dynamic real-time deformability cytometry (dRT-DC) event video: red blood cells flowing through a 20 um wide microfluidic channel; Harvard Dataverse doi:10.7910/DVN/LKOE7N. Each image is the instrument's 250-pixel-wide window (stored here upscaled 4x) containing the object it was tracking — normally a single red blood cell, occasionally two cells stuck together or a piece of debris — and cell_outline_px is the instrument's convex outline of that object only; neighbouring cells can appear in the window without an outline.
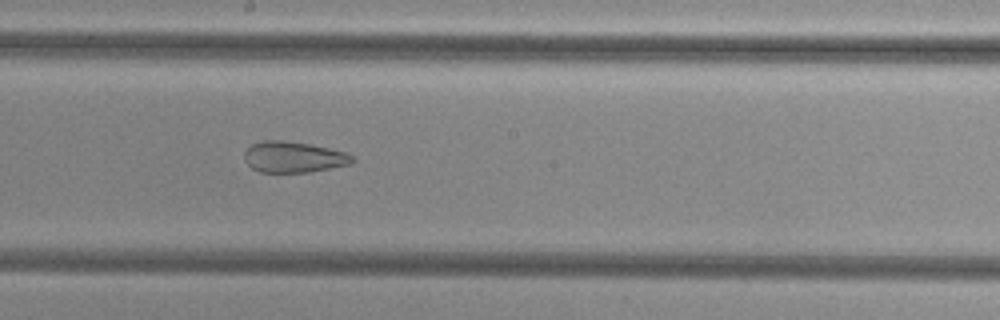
{"species": "common noctule bat (a hibernating species)", "species_latin": "Nyctalus noctula", "temperature_condition": "cold", "stored_images_in_passage": 54, "camera_frame_rate_fps": 3000, "um_per_image_px": 0.085, "animal": {"sex": "female", "body_mass_g": 29.2, "forearm_length_mm": 56.3}, "frame": {"image": 1, "passage_image": 30, "time_ms": 9.667, "image_size_px": [1000, 320], "cell_outline_px": [[356, 160], [352, 164], [308, 172], [260, 172], [252, 168], [244, 160], [244, 152], [252, 144], [264, 140], [284, 140], [308, 144], [348, 152]], "centroid_in_image_um": [24.97, 13.35], "position_along_channel_um": 223.2, "area_um2": 19.54}}
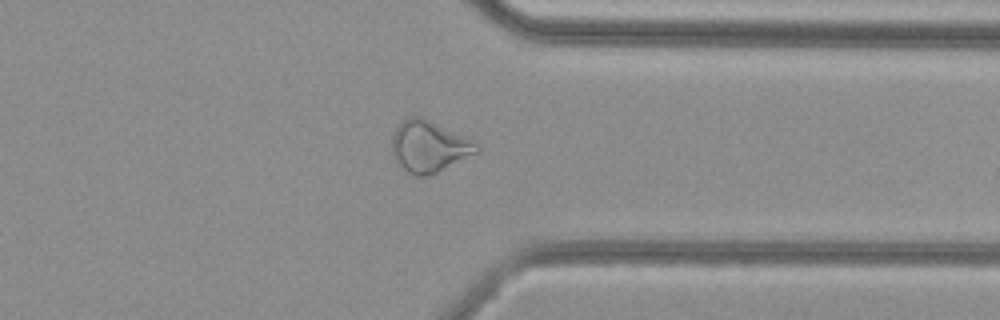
{"frame": {"image": 2, "passage_image": 42, "time_ms": 13.667, "image_size_px": [1000, 320], "cell_outline_px": [[480, 152], [436, 172], [424, 176], [416, 176], [408, 172], [396, 164], [392, 152], [392, 136], [396, 128], [408, 116], [420, 116], [480, 144]], "centroid_in_image_um": [36.46, 12.46], "position_along_channel_um": 374.9, "area_um2": 25.14}}
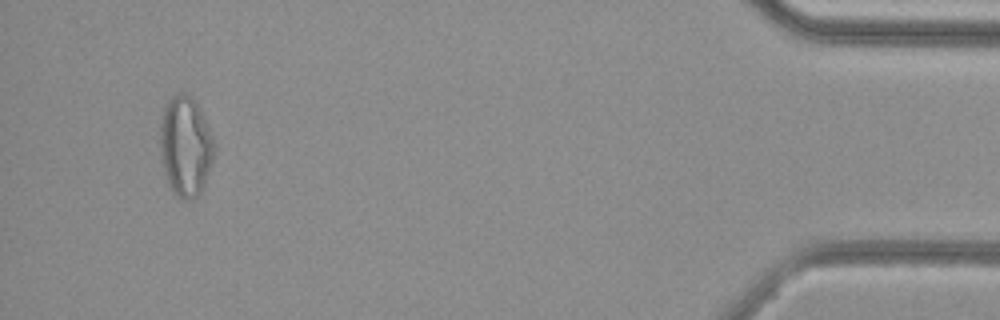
{"frame": {"image": 3, "passage_image": 51, "time_ms": 16.667, "image_size_px": [1000, 320], "cell_outline_px": [[216, 148], [204, 188], [192, 200], [184, 200], [176, 196], [172, 192], [164, 176], [160, 156], [160, 124], [164, 108], [168, 100], [176, 92], [184, 92], [196, 100], [200, 108]], "centroid_in_image_um": [15.75, 12.45], "position_along_channel_um": 419.4, "area_um2": 32.08}, "authors_computed_cell_mechanics": {"area_um2": 28.6688, "velocity_mm_per_s": 3.8481, "shape_relaxation_time_tau1_ms": null, "shape_relaxation_time_tau2_ms": 2.3243, "deformation_change_tau1": null, "deformation_change_tau2": 0.107}}